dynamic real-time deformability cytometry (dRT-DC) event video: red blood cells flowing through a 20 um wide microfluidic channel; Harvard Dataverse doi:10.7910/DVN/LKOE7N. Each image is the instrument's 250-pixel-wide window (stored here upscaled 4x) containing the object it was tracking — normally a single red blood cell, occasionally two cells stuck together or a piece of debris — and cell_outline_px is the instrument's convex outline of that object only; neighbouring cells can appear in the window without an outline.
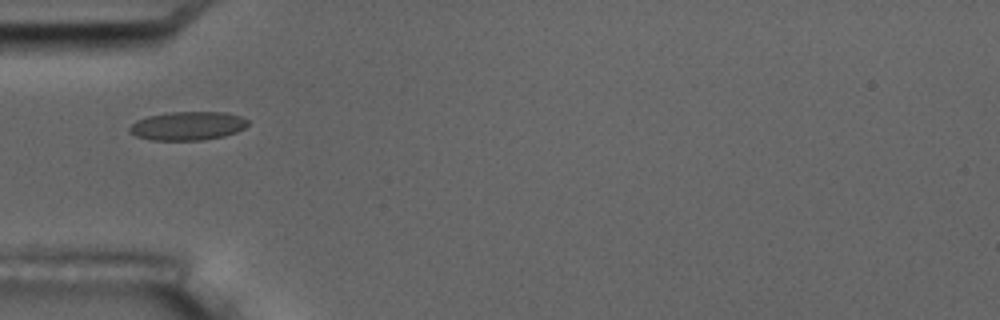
{"species": "common noctule bat (a hibernating species)", "species_latin": "Nyctalus noctula", "temperature_condition": "room temperature", "stored_images_in_passage": 1, "camera_frame_rate_fps": 3000, "um_per_image_px": 0.085, "animal": {"sex": "male", "body_mass_g": 17.5, "forearm_length_mm": 52.3}, "frame": {"image": 1, "passage_image": 1, "time_ms": 0.0, "image_size_px": [1000, 320], "cell_outline_px": [[248, 124], [244, 128], [236, 132], [224, 136], [200, 140], [152, 140], [136, 136], [128, 132], [128, 128], [136, 120], [148, 116], [168, 112], [224, 112], [240, 116], [248, 120]], "centroid_in_image_um": [15.93, 10.7], "position_along_channel_um": 69.1, "area_um2": 19.77}}